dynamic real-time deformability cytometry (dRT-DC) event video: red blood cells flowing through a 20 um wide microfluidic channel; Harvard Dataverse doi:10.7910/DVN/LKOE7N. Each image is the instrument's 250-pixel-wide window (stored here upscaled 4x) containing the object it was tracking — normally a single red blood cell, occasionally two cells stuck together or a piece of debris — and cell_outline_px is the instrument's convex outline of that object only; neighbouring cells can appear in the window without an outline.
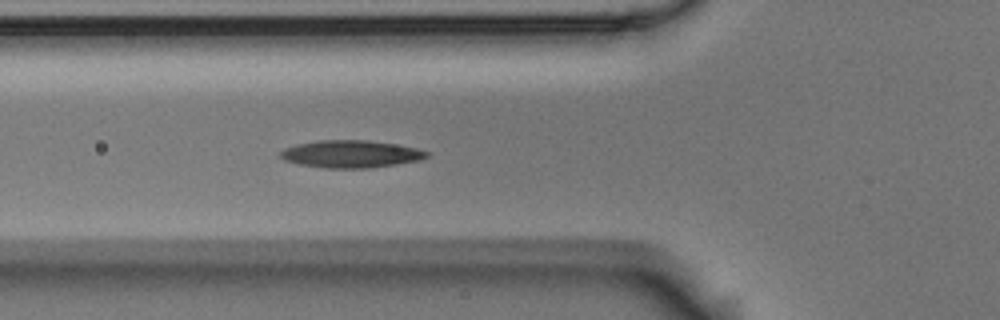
{"species": "Egyptian fruit bat (a non-hibernating species)", "species_latin": "Rousettus aegyptiacus", "temperature_condition": "room temperature", "stored_images_in_passage": 6, "camera_frame_rate_fps": 3000, "um_per_image_px": 0.085, "animal": {"sex": "male"}, "frame": {"image": 1, "passage_image": 6, "time_ms": 1.667, "image_size_px": [1000, 320], "cell_outline_px": [[432, 152], [428, 156], [420, 160], [372, 168], [324, 168], [300, 164], [284, 160], [280, 156], [280, 152], [284, 148], [296, 144], [320, 140], [368, 140], [416, 148]], "centroid_in_image_um": [29.83, 13.09], "position_along_channel_um": 96.0, "area_um2": 23.35}}